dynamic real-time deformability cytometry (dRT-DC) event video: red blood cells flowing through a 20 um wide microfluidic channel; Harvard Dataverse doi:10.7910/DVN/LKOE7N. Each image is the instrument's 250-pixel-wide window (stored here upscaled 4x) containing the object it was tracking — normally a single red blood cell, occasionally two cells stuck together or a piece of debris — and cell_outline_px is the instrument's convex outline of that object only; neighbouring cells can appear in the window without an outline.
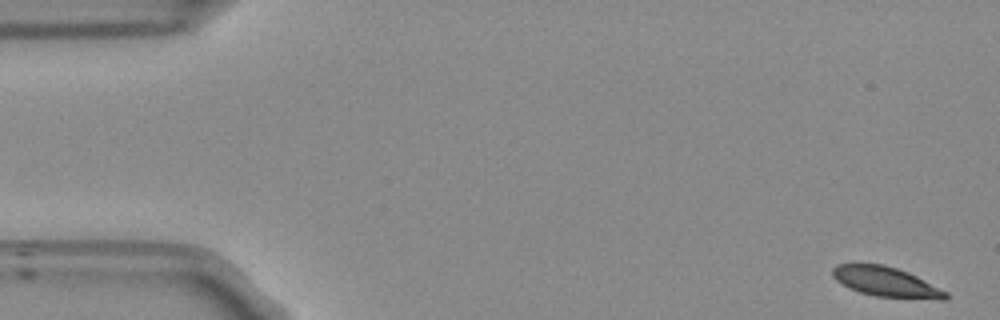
{"species": "Egyptian fruit bat (a non-hibernating species)", "species_latin": "Rousettus aegyptiacus", "temperature_condition": "room temperature", "stored_images_in_passage": 53, "camera_frame_rate_fps": 3000, "um_per_image_px": 0.085, "frame": {"image": 1, "passage_image": 1, "time_ms": 0.0, "image_size_px": [1000, 320], "cell_outline_px": [[948, 296], [944, 300], [940, 300], [876, 296], [860, 292], [848, 288], [840, 284], [832, 276], [832, 268], [836, 264], [884, 264], [908, 272], [948, 292]], "centroid_in_image_um": [75.29, 23.96], "position_along_channel_um": 9.7, "area_um2": 19.71}}
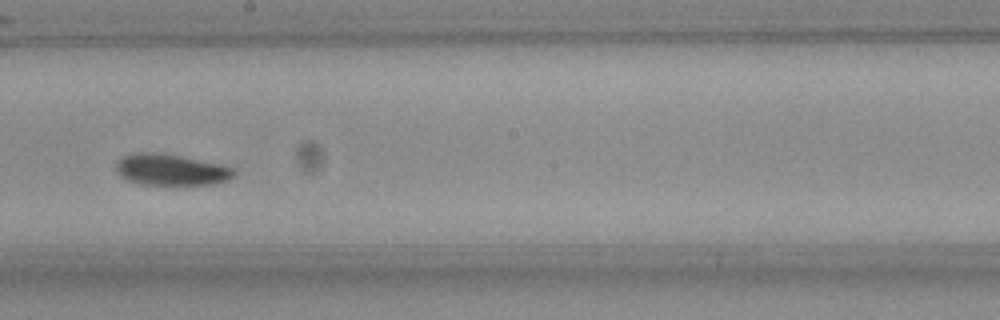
{"frame": {"image": 2, "passage_image": 29, "time_ms": 9.333, "image_size_px": [1000, 320], "cell_outline_px": [[236, 172], [228, 180], [216, 184], [172, 188], [136, 184], [120, 176], [116, 172], [116, 164], [124, 156], [136, 152], [160, 152], [220, 164], [232, 168]], "centroid_in_image_um": [14.53, 14.49], "position_along_channel_um": 233.7, "area_um2": 22.54}}
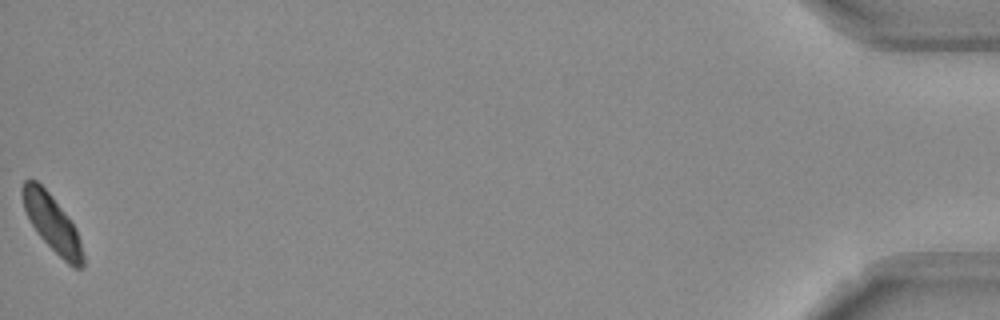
{"frame": {"image": 3, "passage_image": 53, "time_ms": 17.333, "image_size_px": [1000, 320], "cell_outline_px": [[84, 264], [80, 268], [72, 268], [40, 236], [32, 224], [24, 208], [20, 192], [24, 180], [36, 180], [52, 196], [76, 228], [80, 240], [84, 256]], "centroid_in_image_um": [4.43, 18.97], "position_along_channel_um": 430.8, "area_um2": 19.59}, "authors_computed_cell_mechanics": {"area_um2": 20.808, "velocity_mm_per_s": 3.7557, "shape_relaxation_time_tau1_ms": 2.2922, "shape_relaxation_time_tau2_ms": 4.2053, "deformation_change_tau1": 0.1194, "deformation_change_tau2": 0.0731}}